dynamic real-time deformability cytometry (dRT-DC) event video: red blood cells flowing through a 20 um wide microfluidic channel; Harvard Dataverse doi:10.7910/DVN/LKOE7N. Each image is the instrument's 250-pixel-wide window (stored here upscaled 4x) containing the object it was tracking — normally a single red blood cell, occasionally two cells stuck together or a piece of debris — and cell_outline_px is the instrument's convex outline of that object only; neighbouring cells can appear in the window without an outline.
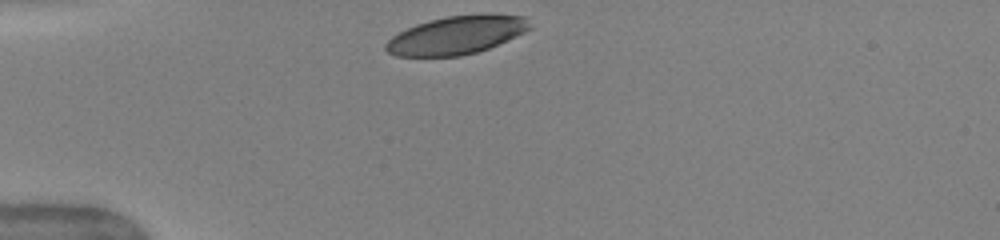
{"species": "human", "species_latin": "Homo sapiens", "temperature_condition": "warm", "stored_images_in_passage": 31, "camera_frame_rate_fps": 3000, "um_per_image_px": 0.085, "donor": {"sex": "female"}, "frame": {"image": 1, "passage_image": 1, "time_ms": 0.0, "image_size_px": [1000, 240], "cell_outline_px": [[532, 28], [524, 32], [488, 48], [476, 52], [460, 56], [396, 56], [388, 52], [384, 48], [384, 44], [392, 36], [416, 24], [428, 20], [444, 16], [480, 12], [484, 12], [528, 16]], "centroid_in_image_um": [38.84, 2.94], "position_along_channel_um": 46.2, "area_um2": 32.6}}
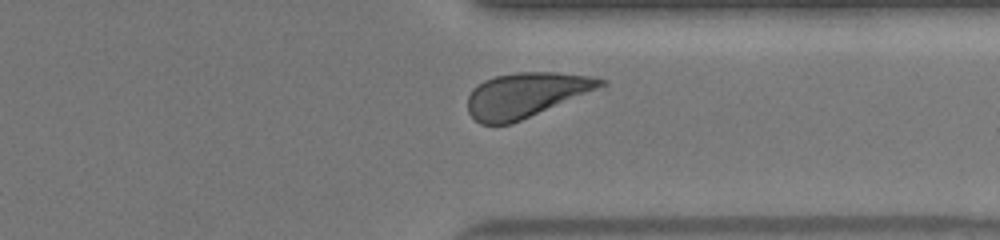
{"frame": {"image": 2, "passage_image": 27, "time_ms": 8.667, "image_size_px": [1000, 240], "cell_outline_px": [[608, 84], [512, 124], [480, 124], [468, 112], [468, 96], [472, 88], [484, 80], [496, 76], [516, 72], [556, 72], [592, 76], [608, 80]], "centroid_in_image_um": [44.7, 8.06], "position_along_channel_um": 366.7, "area_um2": 34.56}}
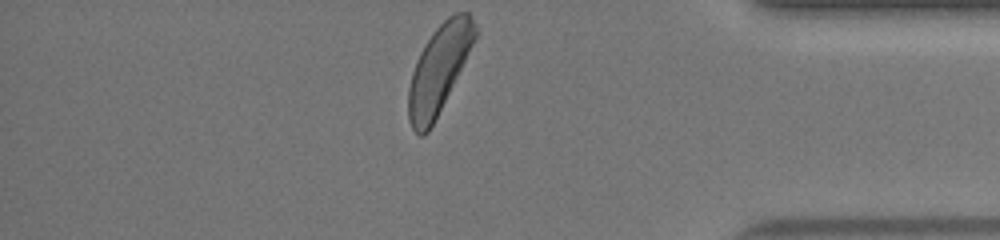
{"frame": {"image": 3, "passage_image": 31, "time_ms": 10.0, "image_size_px": [1000, 240], "cell_outline_px": [[480, 32], [428, 132], [424, 136], [420, 136], [412, 128], [408, 120], [408, 88], [412, 72], [416, 60], [420, 52], [432, 32], [448, 16], [456, 12], [468, 12], [472, 16]], "centroid_in_image_um": [37.32, 5.83], "position_along_channel_um": 397.9, "area_um2": 33.93}, "authors_computed_cell_mechanics": {"area_um2": 35.1424, "velocity_mm_per_s": 4.0119, "shape_relaxation_time_tau1_ms": 2.6687, "shape_relaxation_time_tau2_ms": 1.0637, "deformation_change_tau1": 0.1448, "deformation_change_tau2": 0.0657}}